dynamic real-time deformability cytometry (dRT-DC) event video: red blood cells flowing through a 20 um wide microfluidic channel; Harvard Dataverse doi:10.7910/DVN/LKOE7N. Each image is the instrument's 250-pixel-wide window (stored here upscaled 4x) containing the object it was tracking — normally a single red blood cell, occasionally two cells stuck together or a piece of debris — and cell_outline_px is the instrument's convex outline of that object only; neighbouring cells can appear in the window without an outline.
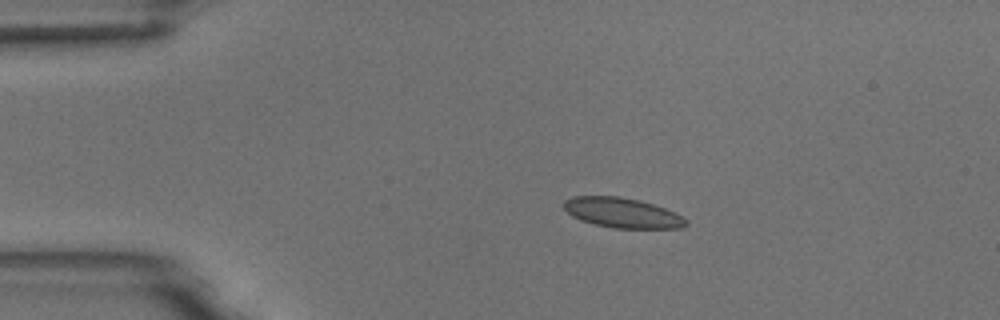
{"species": "common noctule bat (a hibernating species)", "species_latin": "Nyctalus noctula", "temperature_condition": "room temperature", "stored_images_in_passage": 4, "camera_frame_rate_fps": 3000, "um_per_image_px": 0.085, "animal": {"sex": "male", "body_mass_g": 18.8}, "frame": {"image": 1, "passage_image": 2, "time_ms": 1.333, "image_size_px": [1000, 320], "cell_outline_px": [[688, 224], [680, 228], [612, 228], [580, 220], [572, 216], [564, 208], [564, 200], [572, 196], [620, 196], [640, 200], [676, 212], [684, 216], [688, 220]], "centroid_in_image_um": [52.92, 18.08], "position_along_channel_um": 32.1, "area_um2": 21.44}}